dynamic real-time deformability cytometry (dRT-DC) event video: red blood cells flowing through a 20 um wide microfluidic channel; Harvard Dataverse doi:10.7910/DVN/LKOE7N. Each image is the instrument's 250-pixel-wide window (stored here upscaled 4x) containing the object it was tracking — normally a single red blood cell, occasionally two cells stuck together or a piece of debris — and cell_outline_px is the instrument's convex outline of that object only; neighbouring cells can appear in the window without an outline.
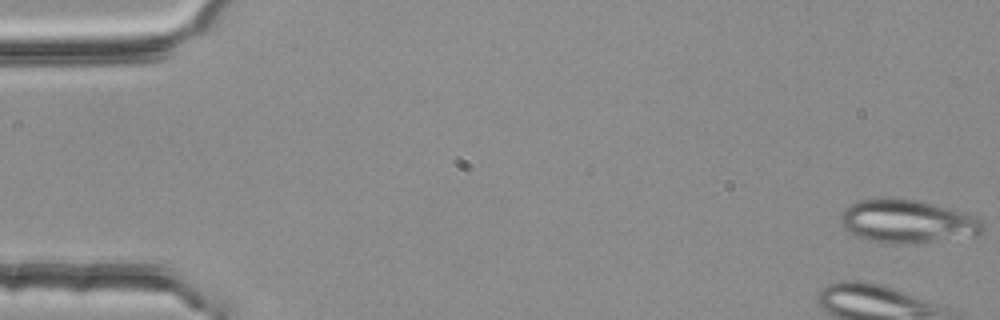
{"species": "common noctule bat (a hibernating species)", "species_latin": "Nyctalus noctula", "temperature_condition": "room temperature", "stored_images_in_passage": 4, "camera_frame_rate_fps": 3000, "um_per_image_px": 0.085, "animal": {"sex": "female", "body_mass_g": 25.1}, "frame": {"image": 1, "passage_image": 1, "time_ms": 0.0, "image_size_px": [1000, 320], "cell_outline_px": [[984, 232], [980, 236], [916, 244], [892, 244], [868, 240], [856, 236], [844, 228], [840, 220], [840, 216], [844, 208], [856, 200], [880, 196], [888, 196], [916, 200], [968, 212], [980, 216], [984, 224]], "centroid_in_image_um": [77.19, 18.81], "position_along_channel_um": 7.8, "area_um2": 37.4}}